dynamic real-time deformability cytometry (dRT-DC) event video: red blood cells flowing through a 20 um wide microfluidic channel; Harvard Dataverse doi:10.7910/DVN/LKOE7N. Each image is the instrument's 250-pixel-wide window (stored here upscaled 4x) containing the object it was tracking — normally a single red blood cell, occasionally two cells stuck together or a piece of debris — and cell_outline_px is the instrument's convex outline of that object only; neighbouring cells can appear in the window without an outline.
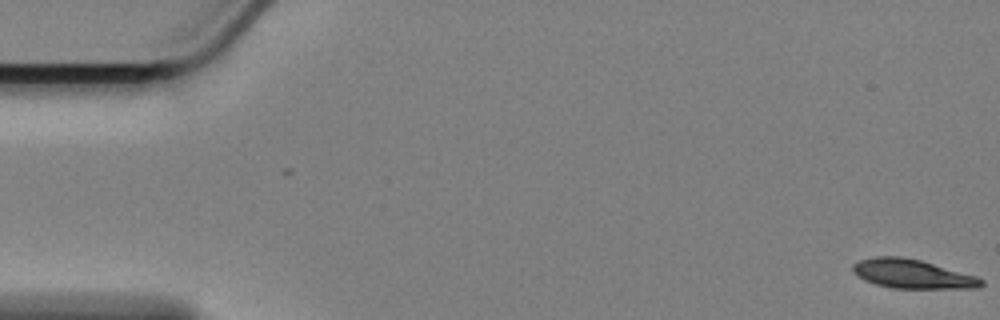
{"species": "Egyptian fruit bat (a non-hibernating species)", "species_latin": "Rousettus aegyptiacus", "temperature_condition": "cold", "stored_images_in_passage": 59, "camera_frame_rate_fps": 3000, "um_per_image_px": 0.085, "animal": {"sex": "female"}, "frame": {"image": 1, "passage_image": 1, "time_ms": 0.0, "image_size_px": [1000, 320], "cell_outline_px": [[984, 284], [980, 288], [892, 288], [876, 284], [864, 280], [856, 276], [852, 272], [852, 264], [860, 260], [876, 256], [900, 256], [920, 260], [976, 276], [984, 280]], "centroid_in_image_um": [77.52, 23.28], "position_along_channel_um": 7.5, "area_um2": 21.73}}
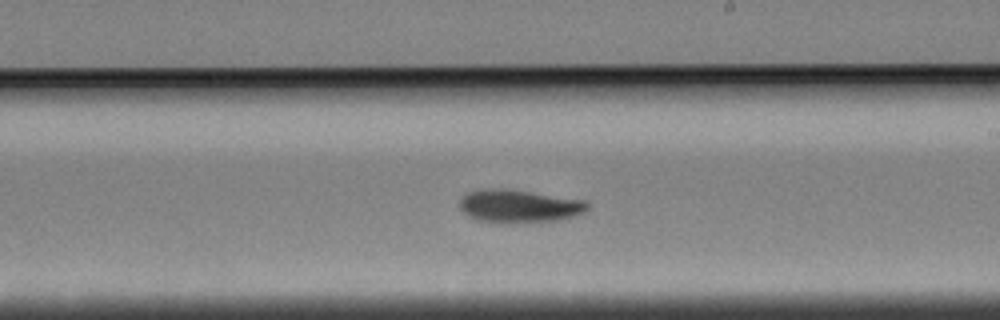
{"frame": {"image": 2, "passage_image": 34, "time_ms": 11.0, "image_size_px": [1000, 320], "cell_outline_px": [[592, 204], [584, 212], [576, 216], [560, 220], [476, 220], [468, 216], [460, 208], [460, 200], [468, 192], [480, 188], [504, 188], [584, 200]], "centroid_in_image_um": [44.15, 17.47], "position_along_channel_um": 244.9, "area_um2": 23.76}}
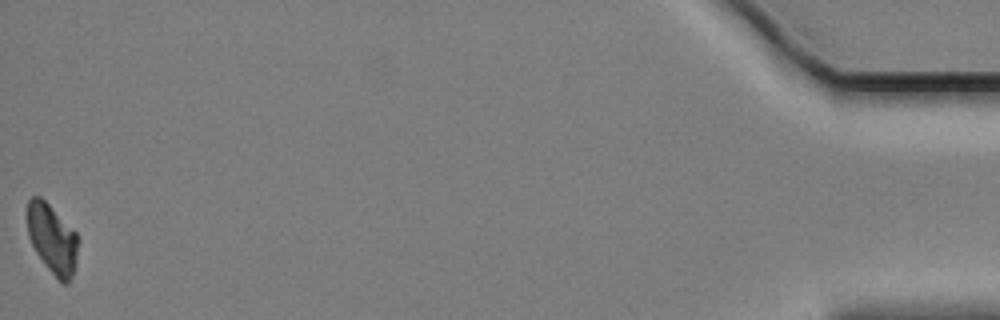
{"frame": {"image": 3, "passage_image": 59, "time_ms": 19.333, "image_size_px": [1000, 320], "cell_outline_px": [[80, 240], [76, 264], [72, 280], [68, 284], [64, 284], [48, 268], [36, 252], [28, 236], [24, 216], [28, 200], [32, 196], [40, 196], [76, 232]], "centroid_in_image_um": [4.43, 20.28], "position_along_channel_um": 430.8, "area_um2": 21.04}, "authors_computed_cell_mechanics": {"area_um2": 23.1778, "velocity_mm_per_s": 3.3735, "shape_relaxation_time_tau1_ms": 4.3607, "shape_relaxation_time_tau2_ms": null, "deformation_change_tau1": 0.1236, "deformation_change_tau2": null}}